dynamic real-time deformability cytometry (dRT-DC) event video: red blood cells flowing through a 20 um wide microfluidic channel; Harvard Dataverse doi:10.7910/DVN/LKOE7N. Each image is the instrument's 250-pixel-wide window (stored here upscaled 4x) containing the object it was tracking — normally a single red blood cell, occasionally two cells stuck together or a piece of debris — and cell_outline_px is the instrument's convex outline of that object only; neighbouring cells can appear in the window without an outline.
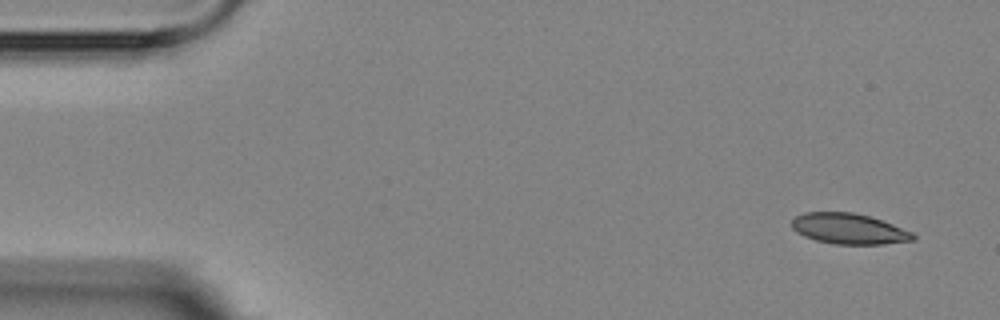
{"species": "Egyptian fruit bat (a non-hibernating species)", "species_latin": "Rousettus aegyptiacus", "temperature_condition": "room temperature", "stored_images_in_passage": 4, "camera_frame_rate_fps": 3000, "um_per_image_px": 0.085, "animal": {"sex": "female"}, "frame": {"image": 1, "passage_image": 1, "time_ms": 0.0, "image_size_px": [1000, 320], "cell_outline_px": [[916, 240], [884, 244], [832, 244], [816, 240], [804, 236], [796, 232], [792, 228], [792, 220], [796, 216], [804, 212], [852, 212], [868, 216], [892, 224], [912, 232], [916, 236]], "centroid_in_image_um": [72.15, 19.45], "position_along_channel_um": 12.9, "area_um2": 21.62}}
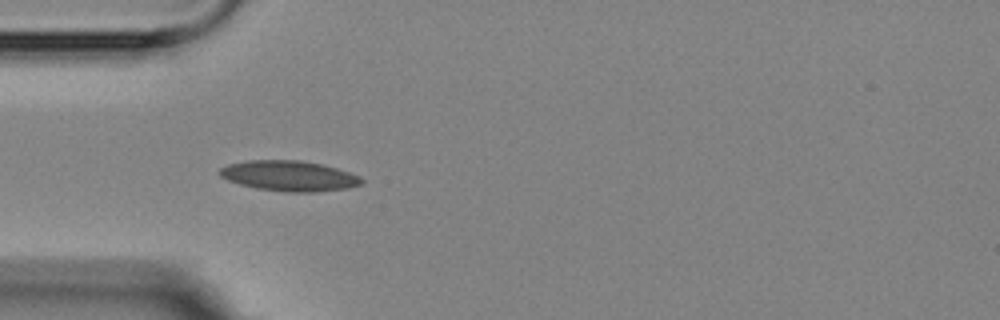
{"frame": {"image": 2, "passage_image": 4, "time_ms": 4.333, "image_size_px": [1000, 320], "cell_outline_px": [[364, 184], [348, 188], [312, 192], [288, 192], [256, 188], [240, 184], [228, 180], [220, 176], [220, 168], [228, 164], [248, 160], [300, 160], [324, 164], [360, 176], [364, 180]], "centroid_in_image_um": [24.61, 14.94], "position_along_channel_um": 60.4, "area_um2": 25.14}}